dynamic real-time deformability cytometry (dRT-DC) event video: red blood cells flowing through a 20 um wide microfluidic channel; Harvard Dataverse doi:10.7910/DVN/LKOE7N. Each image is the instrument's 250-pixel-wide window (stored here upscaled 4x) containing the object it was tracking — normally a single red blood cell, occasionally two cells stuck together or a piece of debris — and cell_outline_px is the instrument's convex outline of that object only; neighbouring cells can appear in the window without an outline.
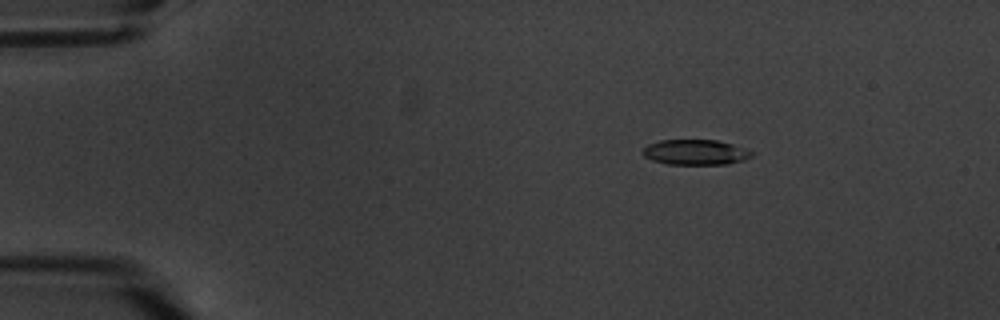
{"species": "common noctule bat (a hibernating species)", "species_latin": "Nyctalus noctula", "temperature_condition": "warm", "stored_images_in_passage": 5, "camera_frame_rate_fps": 3000, "um_per_image_px": 0.085, "animal": {"sex": "male", "body_mass_g": 20.1, "forearm_length_mm": 53.5}, "frame": {"image": 1, "passage_image": 3, "time_ms": 2.333, "image_size_px": [1000, 320], "cell_outline_px": [[756, 152], [752, 156], [744, 160], [728, 164], [668, 164], [652, 160], [644, 156], [640, 152], [648, 144], [660, 140], [716, 140], [732, 144]], "centroid_in_image_um": [59.12, 12.94], "position_along_channel_um": 25.9, "area_um2": 16.13}}
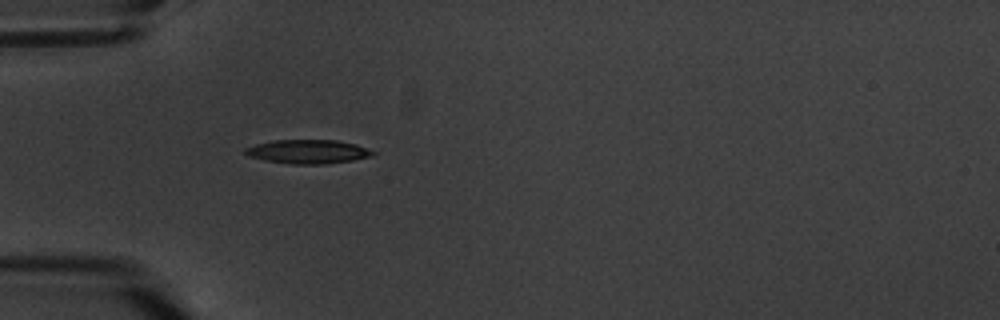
{"frame": {"image": 2, "passage_image": 5, "time_ms": 5.333, "image_size_px": [1000, 320], "cell_outline_px": [[376, 156], [352, 160], [324, 164], [292, 164], [264, 160], [248, 156], [244, 152], [244, 148], [256, 144], [272, 140], [336, 140], [356, 144], [376, 152]], "centroid_in_image_um": [26.19, 12.89], "position_along_channel_um": 58.8, "area_um2": 17.86}}